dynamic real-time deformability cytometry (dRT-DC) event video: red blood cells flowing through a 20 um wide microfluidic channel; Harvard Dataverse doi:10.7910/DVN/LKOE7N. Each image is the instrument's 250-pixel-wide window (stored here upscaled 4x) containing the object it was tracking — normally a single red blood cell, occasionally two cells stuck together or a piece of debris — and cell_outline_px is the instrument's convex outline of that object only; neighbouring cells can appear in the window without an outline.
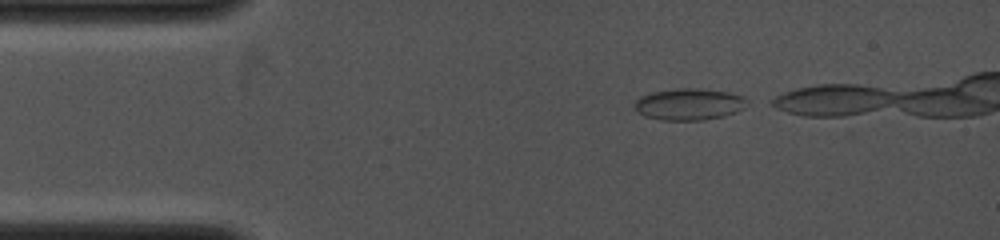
{"species": "common noctule bat (a hibernating species)", "species_latin": "Nyctalus noctula", "temperature_condition": "cold", "stored_images_in_passage": 12, "camera_frame_rate_fps": 4000, "um_per_image_px": 0.085, "animal": {"sex": "female", "body_mass_g": 19.0, "forearm_length_mm": 53.3}, "frame": {"image": 1, "passage_image": 1, "time_ms": 0.0, "image_size_px": [1000, 240], "cell_outline_px": [[752, 100], [744, 108], [736, 112], [724, 116], [704, 120], [660, 120], [644, 116], [636, 112], [636, 100], [640, 96], [652, 92], [676, 88], [696, 88], [728, 92], [744, 96]], "centroid_in_image_um": [58.62, 8.86], "position_along_channel_um": 26.4, "area_um2": 21.04}}